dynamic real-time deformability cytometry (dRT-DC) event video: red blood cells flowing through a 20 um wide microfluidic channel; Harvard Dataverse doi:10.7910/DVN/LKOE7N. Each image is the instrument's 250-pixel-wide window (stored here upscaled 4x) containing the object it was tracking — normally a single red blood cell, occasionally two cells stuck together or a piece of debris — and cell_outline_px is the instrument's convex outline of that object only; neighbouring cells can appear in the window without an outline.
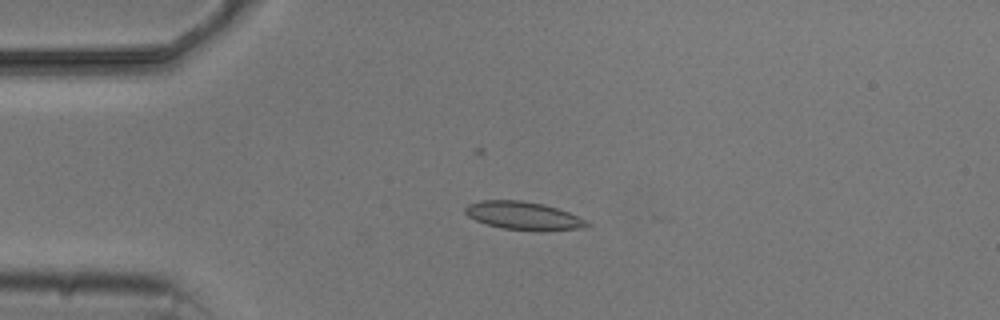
{"species": "common noctule bat (a hibernating species)", "species_latin": "Nyctalus noctula", "temperature_condition": "cold", "stored_images_in_passage": 4, "camera_frame_rate_fps": 3000, "um_per_image_px": 0.085, "animal": {"sex": "male", "body_mass_g": 20.5, "forearm_length_mm": 52.5}, "frame": {"image": 1, "passage_image": 3, "time_ms": 2.667, "image_size_px": [1000, 320], "cell_outline_px": [[592, 224], [580, 228], [540, 232], [500, 228], [476, 220], [468, 216], [464, 212], [464, 208], [468, 204], [480, 200], [520, 200], [544, 204], [568, 212]], "centroid_in_image_um": [44.46, 18.34], "position_along_channel_um": 40.5, "area_um2": 20.0}}